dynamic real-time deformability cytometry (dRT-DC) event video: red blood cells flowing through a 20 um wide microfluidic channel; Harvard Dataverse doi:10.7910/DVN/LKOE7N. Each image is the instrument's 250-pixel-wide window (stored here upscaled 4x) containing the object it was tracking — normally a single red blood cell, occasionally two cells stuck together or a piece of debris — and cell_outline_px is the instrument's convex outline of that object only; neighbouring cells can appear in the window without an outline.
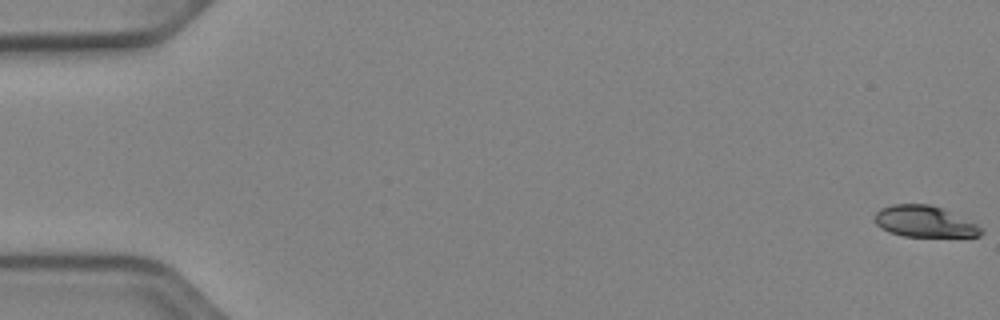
{"species": "Egyptian fruit bat (a non-hibernating species)", "species_latin": "Rousettus aegyptiacus", "temperature_condition": "cold", "stored_images_in_passage": 53, "camera_frame_rate_fps": 3000, "um_per_image_px": 0.085, "animal": {"sex": "female"}, "frame": {"image": 1, "passage_image": 1, "time_ms": 0.0, "image_size_px": [1000, 320], "cell_outline_px": [[984, 232], [980, 236], [904, 236], [888, 232], [880, 228], [876, 224], [876, 212], [880, 208], [892, 204], [932, 204], [976, 224], [984, 228]], "centroid_in_image_um": [78.57, 18.83], "position_along_channel_um": 6.4, "area_um2": 19.25}}
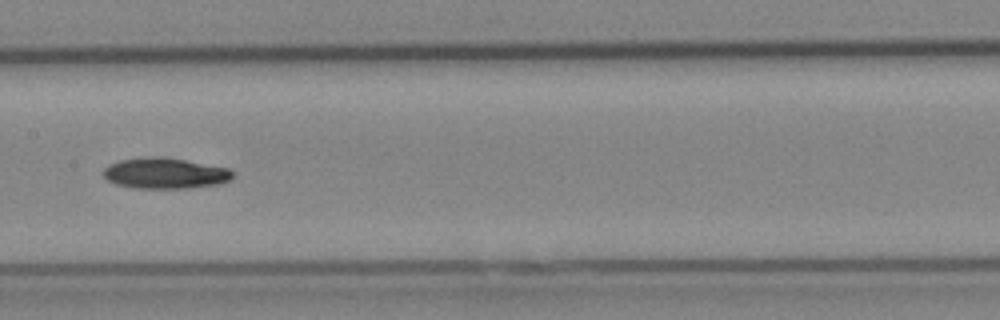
{"frame": {"image": 2, "passage_image": 28, "time_ms": 9.0, "image_size_px": [1000, 320], "cell_outline_px": [[232, 176], [228, 180], [220, 184], [188, 188], [132, 188], [116, 184], [108, 180], [104, 176], [104, 168], [108, 164], [120, 160], [148, 156], [164, 156], [228, 168], [232, 172]], "centroid_in_image_um": [13.99, 14.72], "position_along_channel_um": 193.4, "area_um2": 23.24}}
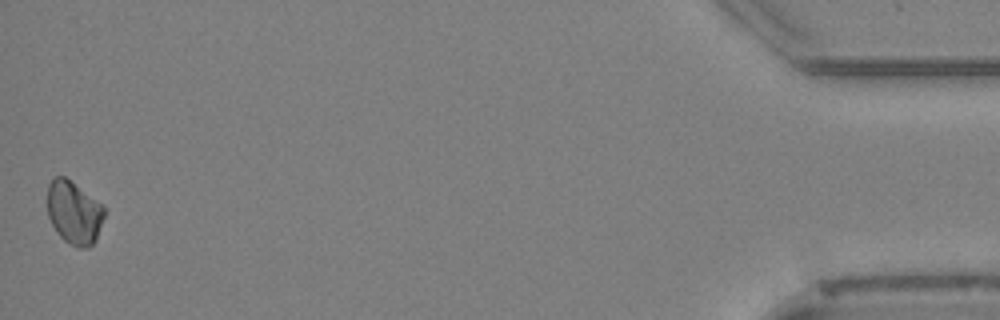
{"frame": {"image": 3, "passage_image": 53, "time_ms": 17.333, "image_size_px": [1000, 320], "cell_outline_px": [[104, 216], [96, 240], [88, 248], [76, 248], [64, 240], [56, 232], [48, 216], [48, 184], [56, 176], [64, 176], [100, 204], [104, 208]], "centroid_in_image_um": [6.27, 18.11], "position_along_channel_um": 428.9, "area_um2": 20.58}, "authors_computed_cell_mechanics": {"area_um2": 21.3282, "velocity_mm_per_s": 3.9129, "shape_relaxation_time_tau1_ms": 3.0458, "shape_relaxation_time_tau2_ms": null, "deformation_change_tau1": 0.0594, "deformation_change_tau2": null}}